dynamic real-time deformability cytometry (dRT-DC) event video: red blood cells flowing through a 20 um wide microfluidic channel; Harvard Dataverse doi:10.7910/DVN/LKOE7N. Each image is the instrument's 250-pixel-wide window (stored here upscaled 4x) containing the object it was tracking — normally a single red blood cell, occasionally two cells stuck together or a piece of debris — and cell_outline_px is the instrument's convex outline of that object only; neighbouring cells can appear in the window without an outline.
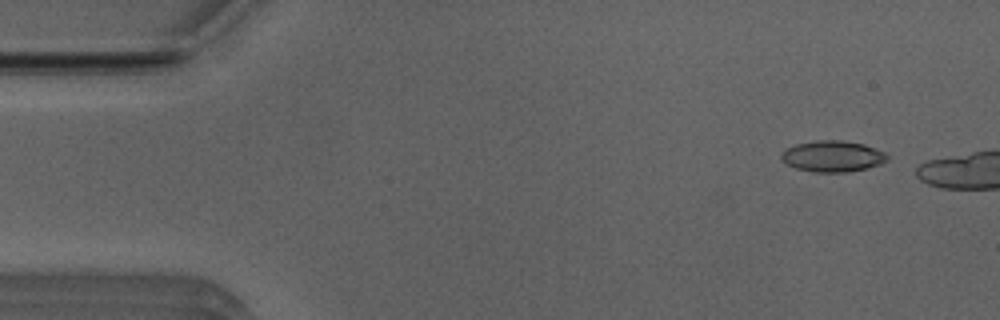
{"species": "Egyptian fruit bat (a non-hibernating species)", "species_latin": "Rousettus aegyptiacus", "temperature_condition": "room temperature", "stored_images_in_passage": 5, "camera_frame_rate_fps": 3000, "um_per_image_px": 0.085, "animal": {"sex": "male"}, "frame": {"image": 1, "passage_image": 1, "time_ms": 0.0, "image_size_px": [1000, 320], "cell_outline_px": [[888, 160], [880, 164], [868, 168], [848, 172], [812, 172], [796, 168], [788, 164], [780, 156], [784, 148], [796, 144], [816, 140], [840, 140], [864, 144], [884, 152], [888, 156]], "centroid_in_image_um": [70.77, 13.28], "position_along_channel_um": 14.2, "area_um2": 19.25}}